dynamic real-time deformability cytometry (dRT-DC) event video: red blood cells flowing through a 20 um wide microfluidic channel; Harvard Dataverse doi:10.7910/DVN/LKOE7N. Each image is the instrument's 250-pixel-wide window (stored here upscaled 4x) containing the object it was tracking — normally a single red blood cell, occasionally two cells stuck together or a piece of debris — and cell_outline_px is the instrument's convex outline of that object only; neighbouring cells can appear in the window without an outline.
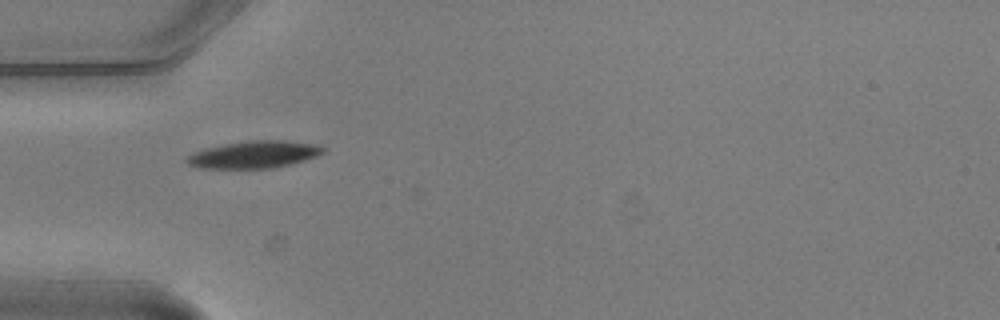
{"species": "common noctule bat (a hibernating species)", "species_latin": "Nyctalus noctula", "temperature_condition": "warm", "stored_images_in_passage": 6, "camera_frame_rate_fps": 3000, "um_per_image_px": 0.085, "animal": {"sex": "male", "body_mass_g": 20.5, "forearm_length_mm": 52.5}, "frame": {"image": 1, "passage_image": 1, "time_ms": 0.0, "image_size_px": [1000, 320], "cell_outline_px": [[328, 148], [324, 152], [316, 156], [304, 160], [276, 168], [200, 168], [188, 164], [184, 160], [192, 152], [204, 148], [224, 144], [248, 140], [284, 140], [320, 144]], "centroid_in_image_um": [21.62, 13.12], "position_along_channel_um": 63.4, "area_um2": 21.91}}
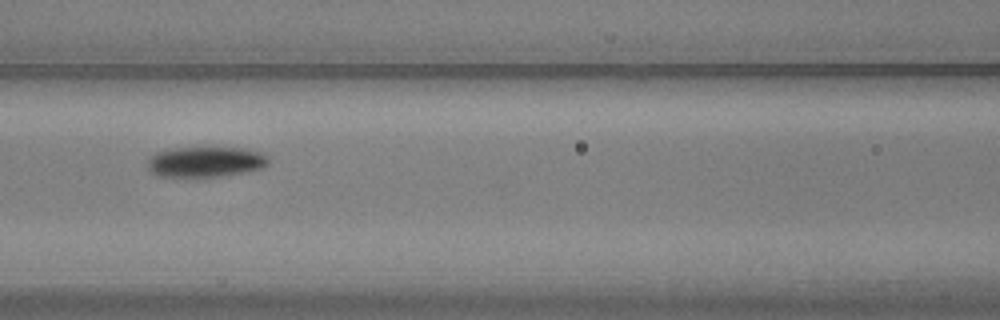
{"frame": {"image": 2, "passage_image": 3, "time_ms": 0.667, "image_size_px": [1000, 320], "cell_outline_px": [[268, 164], [264, 168], [248, 172], [196, 180], [156, 176], [148, 168], [148, 160], [156, 152], [176, 148], [244, 148], [264, 152], [268, 156]], "centroid_in_image_um": [17.49, 13.81], "position_along_channel_um": 149.1, "area_um2": 22.43}}
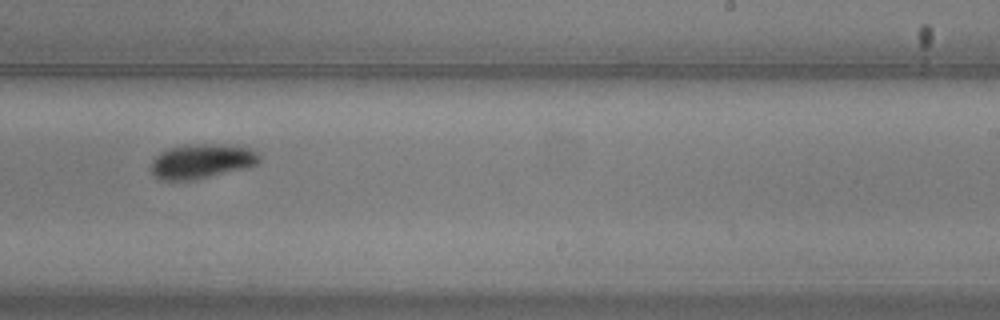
{"frame": {"image": 3, "passage_image": 6, "time_ms": 1.667, "image_size_px": [1000, 320], "cell_outline_px": [[260, 160], [256, 164], [248, 168], [196, 180], [172, 184], [160, 180], [152, 172], [152, 160], [160, 152], [168, 148], [184, 144], [236, 144], [248, 148], [256, 152], [260, 156]], "centroid_in_image_um": [17.12, 13.73], "position_along_channel_um": 271.9, "area_um2": 22.72}}